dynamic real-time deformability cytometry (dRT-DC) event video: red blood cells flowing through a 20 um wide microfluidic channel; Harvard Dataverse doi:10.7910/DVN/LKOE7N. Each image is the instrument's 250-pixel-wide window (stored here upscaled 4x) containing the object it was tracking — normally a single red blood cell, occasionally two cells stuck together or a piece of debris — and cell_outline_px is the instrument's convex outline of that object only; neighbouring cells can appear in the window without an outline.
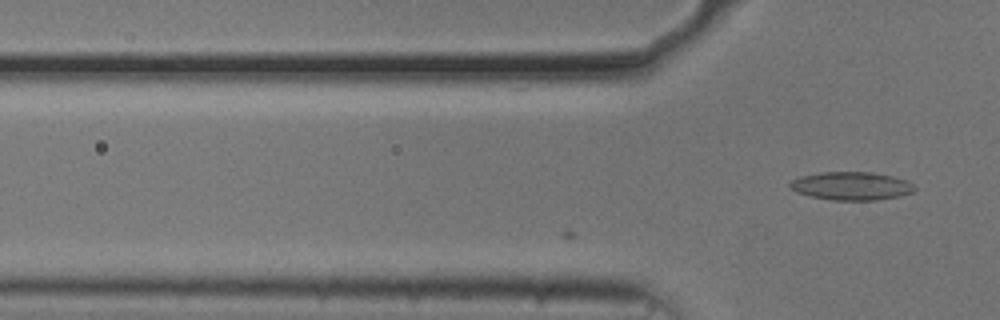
{"species": "common noctule bat (a hibernating species)", "species_latin": "Nyctalus noctula", "temperature_condition": "cold", "stored_images_in_passage": 15, "camera_frame_rate_fps": 3000, "um_per_image_px": 0.085, "animal": {"sex": "male", "body_mass_g": 20.5, "forearm_length_mm": 52.5}, "frame": {"image": 1, "passage_image": 15, "time_ms": 4.667, "image_size_px": [1000, 320], "cell_outline_px": [[916, 188], [912, 192], [900, 196], [876, 200], [832, 200], [812, 196], [796, 192], [788, 184], [792, 180], [800, 176], [820, 172], [872, 172], [892, 176], [908, 180]], "centroid_in_image_um": [72.38, 15.8], "position_along_channel_um": 53.4, "area_um2": 20.46}}